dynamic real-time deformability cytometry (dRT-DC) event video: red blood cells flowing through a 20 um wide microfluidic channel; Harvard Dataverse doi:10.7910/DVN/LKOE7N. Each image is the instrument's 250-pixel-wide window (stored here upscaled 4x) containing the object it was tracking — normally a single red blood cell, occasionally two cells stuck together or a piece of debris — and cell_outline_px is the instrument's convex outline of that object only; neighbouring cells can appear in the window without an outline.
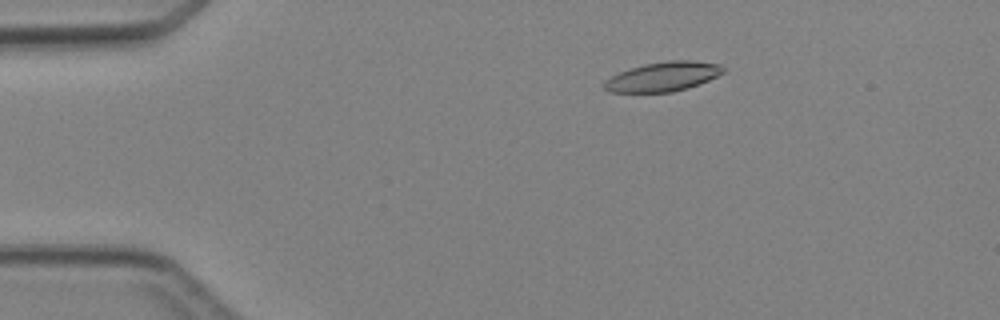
{"species": "Egyptian fruit bat (a non-hibernating species)", "species_latin": "Rousettus aegyptiacus", "temperature_condition": "cold", "stored_images_in_passage": 4, "camera_frame_rate_fps": 3000, "um_per_image_px": 0.085, "animal": {"sex": "female"}, "frame": {"image": 1, "passage_image": 3, "time_ms": 2.333, "image_size_px": [1000, 320], "cell_outline_px": [[724, 72], [708, 80], [688, 88], [672, 92], [608, 92], [600, 84], [604, 80], [620, 72], [644, 64], [668, 60], [692, 60], [720, 64], [724, 68]], "centroid_in_image_um": [56.33, 6.51], "position_along_channel_um": 28.7, "area_um2": 20.4}}